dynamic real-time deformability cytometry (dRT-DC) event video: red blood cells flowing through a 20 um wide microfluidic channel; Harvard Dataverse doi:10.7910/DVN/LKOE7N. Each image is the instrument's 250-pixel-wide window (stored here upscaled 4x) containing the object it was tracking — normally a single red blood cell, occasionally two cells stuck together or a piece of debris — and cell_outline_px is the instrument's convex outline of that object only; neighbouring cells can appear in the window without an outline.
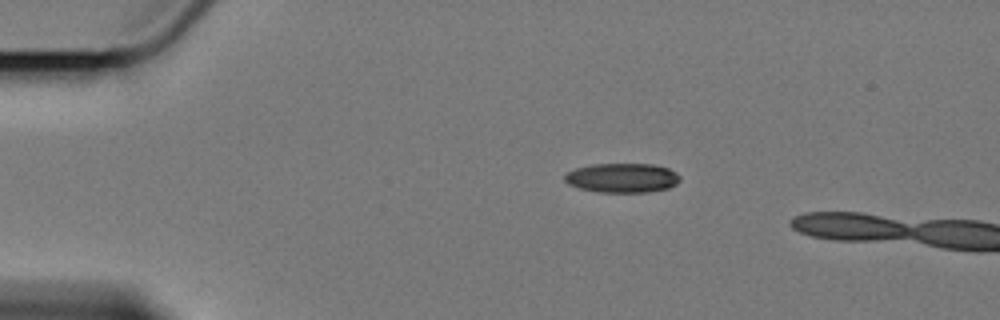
{"species": "Egyptian fruit bat (a non-hibernating species)", "species_latin": "Rousettus aegyptiacus", "temperature_condition": "cold", "stored_images_in_passage": 7, "camera_frame_rate_fps": 3000, "um_per_image_px": 0.085, "animal": {"sex": "female"}, "frame": {"image": 1, "passage_image": 1, "time_ms": 0.0, "image_size_px": [1000, 320], "cell_outline_px": [[680, 180], [676, 184], [668, 188], [648, 192], [596, 192], [580, 188], [568, 184], [564, 180], [564, 172], [576, 168], [592, 164], [652, 164], [668, 168], [676, 172], [680, 176]], "centroid_in_image_um": [52.86, 15.12], "position_along_channel_um": 32.1, "area_um2": 19.88}}